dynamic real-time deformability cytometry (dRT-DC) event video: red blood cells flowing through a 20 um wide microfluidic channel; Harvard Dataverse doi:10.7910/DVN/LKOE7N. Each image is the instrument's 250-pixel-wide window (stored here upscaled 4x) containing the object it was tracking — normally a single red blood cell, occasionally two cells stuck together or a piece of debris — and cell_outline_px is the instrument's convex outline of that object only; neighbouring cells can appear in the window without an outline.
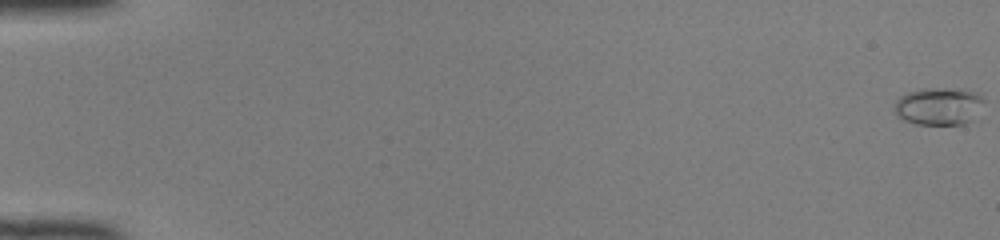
{"species": "common noctule bat (a hibernating species)", "species_latin": "Nyctalus noctula", "temperature_condition": "room temperature", "stored_images_in_passage": 51, "camera_frame_rate_fps": 3000, "um_per_image_px": 0.085, "animal": {"sex": "female", "body_mass_g": 22.0, "forearm_length_mm": 56.7}, "frame": {"image": 1, "passage_image": 1, "time_ms": 0.0, "image_size_px": [1000, 240], "cell_outline_px": [[984, 100], [972, 120], [964, 124], [916, 124], [904, 120], [896, 112], [896, 100], [900, 96], [908, 92], [920, 88], [964, 88], [980, 92]], "centroid_in_image_um": [79.83, 8.99], "position_along_channel_um": 5.2, "area_um2": 19.65}}
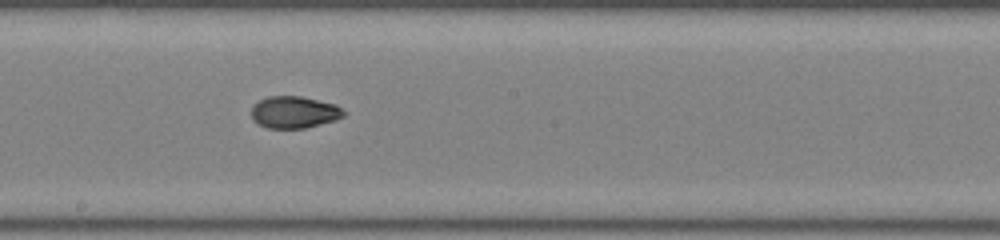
{"frame": {"image": 2, "passage_image": 30, "time_ms": 9.667, "image_size_px": [1000, 240], "cell_outline_px": [[344, 116], [336, 120], [304, 128], [268, 128], [252, 120], [252, 104], [268, 96], [300, 96], [336, 104], [344, 112]], "centroid_in_image_um": [24.99, 9.53], "position_along_channel_um": 223.2, "area_um2": 17.11}}
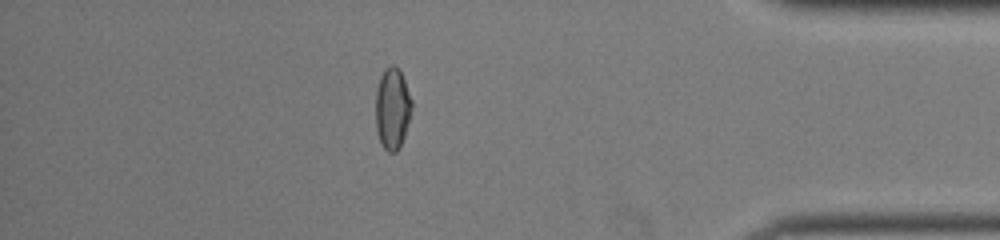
{"frame": {"image": 3, "passage_image": 45, "time_ms": 14.667, "image_size_px": [1000, 240], "cell_outline_px": [[412, 104], [404, 136], [400, 148], [396, 152], [388, 152], [380, 144], [376, 128], [376, 92], [380, 76], [384, 68], [392, 64], [400, 72], [404, 80], [412, 100]], "centroid_in_image_um": [33.33, 9.24], "position_along_channel_um": 401.9, "area_um2": 16.99}, "authors_computed_cell_mechanics": {"area_um2": 17.1088, "velocity_mm_per_s": 4.17, "shape_relaxation_time_tau1_ms": null, "shape_relaxation_time_tau2_ms": 1.689, "deformation_change_tau1": null, "deformation_change_tau2": 0.0524}}